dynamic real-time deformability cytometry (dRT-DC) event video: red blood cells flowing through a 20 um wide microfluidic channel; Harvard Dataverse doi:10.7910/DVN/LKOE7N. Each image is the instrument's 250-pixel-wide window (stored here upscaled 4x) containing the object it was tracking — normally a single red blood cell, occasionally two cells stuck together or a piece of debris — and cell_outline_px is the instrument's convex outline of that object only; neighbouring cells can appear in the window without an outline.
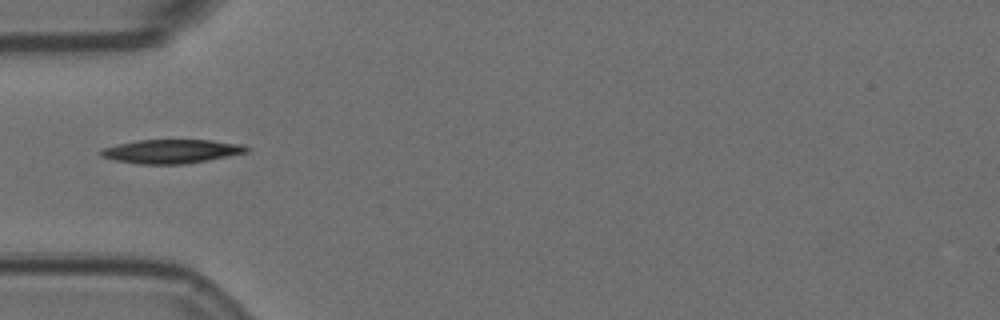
{"species": "Egyptian fruit bat (a non-hibernating species)", "species_latin": "Rousettus aegyptiacus", "temperature_condition": "room temperature", "stored_images_in_passage": 4, "camera_frame_rate_fps": 3000, "um_per_image_px": 0.085, "animal": {"sex": "female"}, "frame": {"image": 1, "passage_image": 4, "time_ms": 1.0, "image_size_px": [1000, 320], "cell_outline_px": [[252, 148], [248, 152], [208, 160], [184, 164], [140, 164], [116, 160], [100, 156], [100, 152], [104, 148], [136, 140], [212, 140], [240, 144]], "centroid_in_image_um": [14.62, 12.86], "position_along_channel_um": 70.4, "area_um2": 20.11}}